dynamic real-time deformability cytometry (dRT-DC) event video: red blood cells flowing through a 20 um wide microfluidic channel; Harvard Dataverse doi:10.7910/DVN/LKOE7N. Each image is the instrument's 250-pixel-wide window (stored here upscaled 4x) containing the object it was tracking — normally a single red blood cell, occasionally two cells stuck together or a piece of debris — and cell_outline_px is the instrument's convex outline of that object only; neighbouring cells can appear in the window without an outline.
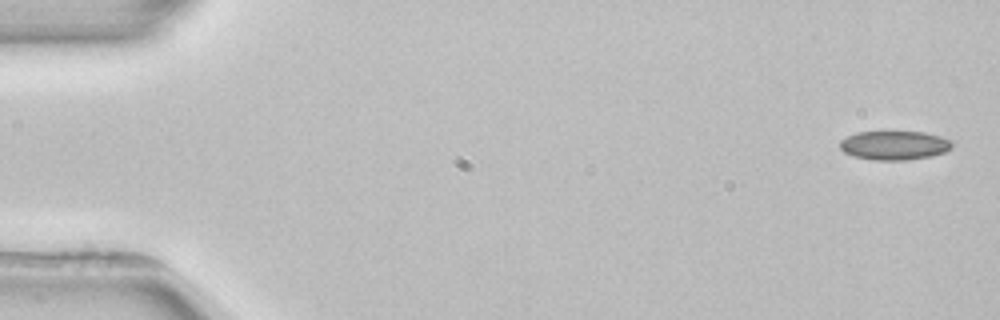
{"species": "common noctule bat (a hibernating species)", "species_latin": "Nyctalus noctula", "temperature_condition": "room temperature", "stored_images_in_passage": 4, "camera_frame_rate_fps": 3000, "um_per_image_px": 0.085, "animal": {"sex": "female", "body_mass_g": 22.7, "forearm_length_mm": 54.2}, "frame": {"image": 1, "passage_image": 1, "time_ms": 0.0, "image_size_px": [1000, 320], "cell_outline_px": [[952, 148], [944, 152], [932, 156], [904, 160], [872, 160], [852, 156], [844, 152], [840, 148], [840, 140], [856, 132], [924, 132], [940, 136], [952, 140]], "centroid_in_image_um": [76.02, 12.36], "position_along_channel_um": 9.0, "area_um2": 19.02}}